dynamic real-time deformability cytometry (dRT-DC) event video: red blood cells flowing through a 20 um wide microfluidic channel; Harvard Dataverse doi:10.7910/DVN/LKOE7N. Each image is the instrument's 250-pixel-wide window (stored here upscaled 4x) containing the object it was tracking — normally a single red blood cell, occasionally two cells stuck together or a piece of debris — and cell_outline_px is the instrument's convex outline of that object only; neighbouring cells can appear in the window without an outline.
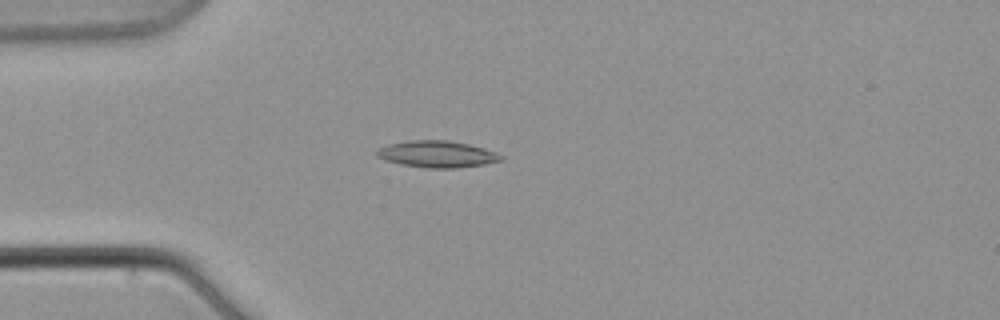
{"species": "common noctule bat (a hibernating species)", "species_latin": "Nyctalus noctula", "temperature_condition": "warm", "stored_images_in_passage": 5, "camera_frame_rate_fps": 3000, "um_per_image_px": 0.085, "animal": {"sex": "male", "body_mass_g": 21.5, "forearm_length_mm": 52.0}, "frame": {"image": 1, "passage_image": 5, "time_ms": 6.333, "image_size_px": [1000, 320], "cell_outline_px": [[504, 160], [484, 164], [456, 168], [428, 168], [400, 164], [384, 160], [376, 156], [376, 152], [380, 148], [388, 144], [408, 140], [448, 140], [468, 144], [484, 148], [496, 152], [504, 156]], "centroid_in_image_um": [37.16, 13.1], "position_along_channel_um": 47.8, "area_um2": 19.36}}